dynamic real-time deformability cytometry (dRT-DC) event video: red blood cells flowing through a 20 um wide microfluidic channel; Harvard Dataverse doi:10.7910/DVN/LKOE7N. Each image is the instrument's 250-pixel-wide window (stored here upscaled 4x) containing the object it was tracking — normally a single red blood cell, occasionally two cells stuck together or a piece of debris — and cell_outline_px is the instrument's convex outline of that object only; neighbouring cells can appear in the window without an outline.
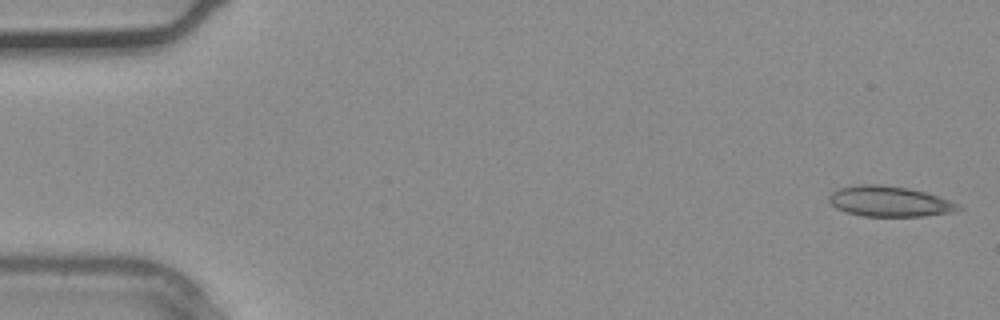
{"species": "common noctule bat (a hibernating species)", "species_latin": "Nyctalus noctula", "temperature_condition": "warm", "stored_images_in_passage": 37, "camera_frame_rate_fps": 3000, "um_per_image_px": 0.085, "animal": {"sex": "male", "body_mass_g": 20.4}, "frame": {"image": 1, "passage_image": 1, "time_ms": 0.0, "image_size_px": [1000, 320], "cell_outline_px": [[964, 208], [956, 212], [924, 216], [864, 216], [848, 212], [836, 208], [828, 200], [828, 196], [832, 192], [840, 188], [860, 184], [880, 184], [908, 188], [924, 192], [960, 204]], "centroid_in_image_um": [75.63, 17.12], "position_along_channel_um": 9.4, "area_um2": 22.89}}
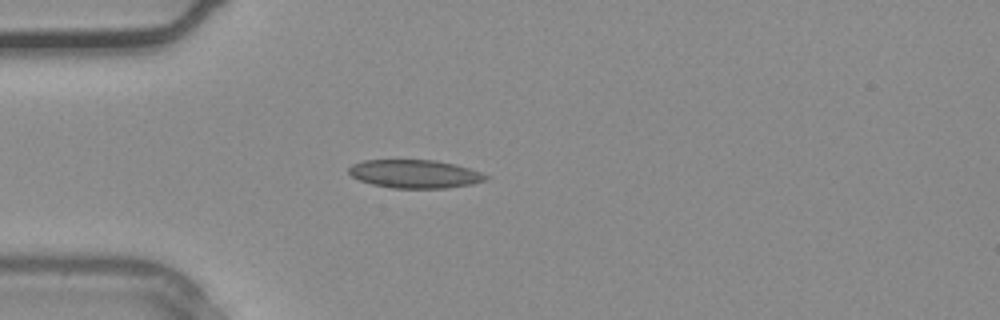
{"frame": {"image": 2, "passage_image": 10, "time_ms": 3.0, "image_size_px": [1000, 320], "cell_outline_px": [[488, 180], [472, 184], [448, 188], [392, 188], [372, 184], [360, 180], [352, 176], [348, 172], [348, 168], [352, 164], [364, 160], [436, 160], [456, 164], [480, 172], [488, 176]], "centroid_in_image_um": [35.27, 14.78], "position_along_channel_um": 49.7, "area_um2": 22.66}}
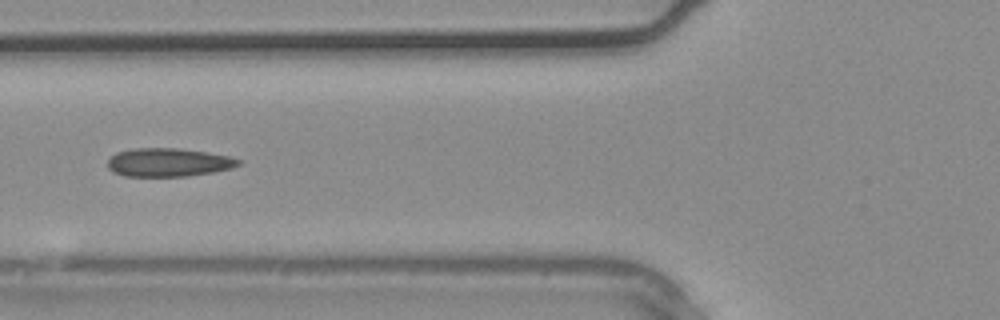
{"frame": {"image": 3, "passage_image": 14, "time_ms": 4.333, "image_size_px": [1000, 320], "cell_outline_px": [[244, 164], [232, 168], [212, 172], [188, 176], [124, 176], [112, 172], [108, 168], [108, 160], [116, 152], [132, 148], [180, 148], [208, 152], [228, 156], [244, 160]], "centroid_in_image_um": [14.35, 13.8], "position_along_channel_um": 111.4, "area_um2": 21.96}}